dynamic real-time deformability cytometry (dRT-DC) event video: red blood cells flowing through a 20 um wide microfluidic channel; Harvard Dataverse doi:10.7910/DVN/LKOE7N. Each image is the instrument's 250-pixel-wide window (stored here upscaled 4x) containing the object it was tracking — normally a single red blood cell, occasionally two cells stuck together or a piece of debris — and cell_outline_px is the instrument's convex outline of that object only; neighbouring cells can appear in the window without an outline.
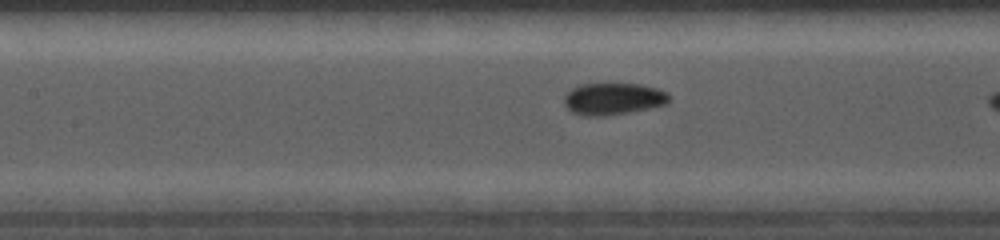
{"species": "common noctule bat (a hibernating species)", "species_latin": "Nyctalus noctula", "temperature_condition": "cold", "stored_images_in_passage": 7, "camera_frame_rate_fps": 5000, "um_per_image_px": 0.085, "animal": {"sex": "female", "body_mass_g": 19.0, "forearm_length_mm": 56.7}, "frame": {"image": 1, "passage_image": 4, "time_ms": 2.0, "image_size_px": [1000, 240], "cell_outline_px": [[668, 104], [628, 112], [604, 116], [584, 116], [572, 112], [564, 104], [564, 96], [572, 88], [580, 84], [640, 84], [656, 88], [668, 92]], "centroid_in_image_um": [52.1, 8.4], "position_along_channel_um": 155.3, "area_um2": 19.42}}